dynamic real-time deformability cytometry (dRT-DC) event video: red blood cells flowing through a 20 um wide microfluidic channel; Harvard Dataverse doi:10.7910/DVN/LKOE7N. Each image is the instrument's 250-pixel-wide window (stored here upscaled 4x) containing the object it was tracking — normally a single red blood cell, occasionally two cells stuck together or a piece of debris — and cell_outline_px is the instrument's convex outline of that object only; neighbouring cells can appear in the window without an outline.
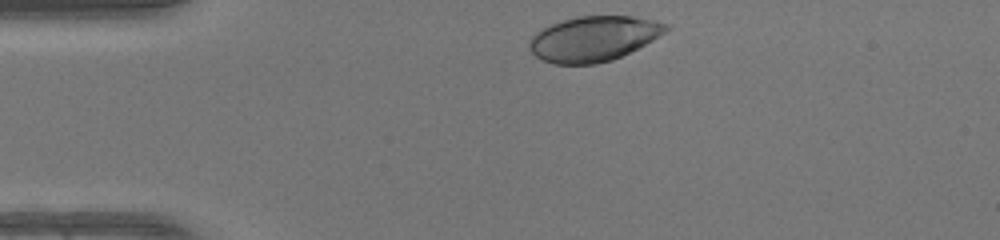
{"species": "human", "species_latin": "Homo sapiens", "temperature_condition": "warm", "stored_images_in_passage": 31, "camera_frame_rate_fps": 3000, "um_per_image_px": 0.085, "donor": {"sex": "female"}, "frame": {"image": 1, "passage_image": 1, "time_ms": 0.0, "image_size_px": [1000, 240], "cell_outline_px": [[672, 28], [652, 40], [612, 60], [596, 64], [552, 64], [536, 56], [528, 48], [528, 40], [536, 32], [552, 24], [576, 16], [632, 16], [656, 20], [668, 24]], "centroid_in_image_um": [50.45, 3.28], "position_along_channel_um": 34.5, "area_um2": 35.78}}
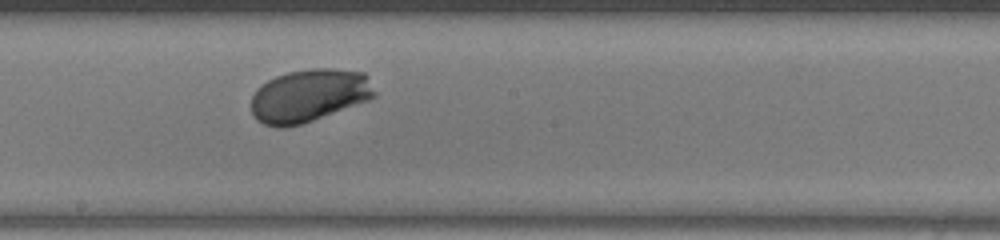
{"frame": {"image": 2, "passage_image": 18, "time_ms": 5.667, "image_size_px": [1000, 240], "cell_outline_px": [[376, 96], [368, 100], [312, 120], [300, 124], [284, 128], [276, 128], [264, 124], [256, 120], [252, 116], [252, 96], [256, 88], [260, 84], [276, 76], [288, 72], [312, 68], [332, 68], [364, 72], [368, 76], [376, 92]], "centroid_in_image_um": [26.25, 8.12], "position_along_channel_um": 222.0, "area_um2": 38.15}}
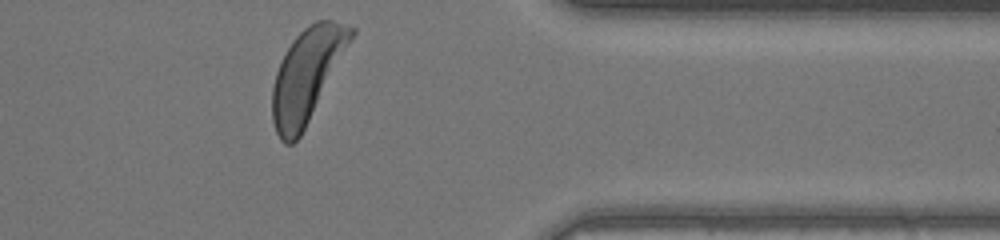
{"frame": {"image": 3, "passage_image": 31, "time_ms": 10.0, "image_size_px": [1000, 240], "cell_outline_px": [[356, 32], [300, 136], [292, 144], [284, 144], [280, 140], [276, 132], [272, 120], [272, 88], [276, 72], [292, 40], [308, 24], [316, 20], [332, 20], [356, 28]], "centroid_in_image_um": [26.07, 6.37], "position_along_channel_um": 385.3, "area_um2": 41.85}, "authors_computed_cell_mechanics": {"area_um2": 37.3966, "velocity_mm_per_s": 4.1357, "shape_relaxation_time_tau1_ms": 2.3253, "shape_relaxation_time_tau2_ms": null, "deformation_change_tau1": 0.1601, "deformation_change_tau2": null}}